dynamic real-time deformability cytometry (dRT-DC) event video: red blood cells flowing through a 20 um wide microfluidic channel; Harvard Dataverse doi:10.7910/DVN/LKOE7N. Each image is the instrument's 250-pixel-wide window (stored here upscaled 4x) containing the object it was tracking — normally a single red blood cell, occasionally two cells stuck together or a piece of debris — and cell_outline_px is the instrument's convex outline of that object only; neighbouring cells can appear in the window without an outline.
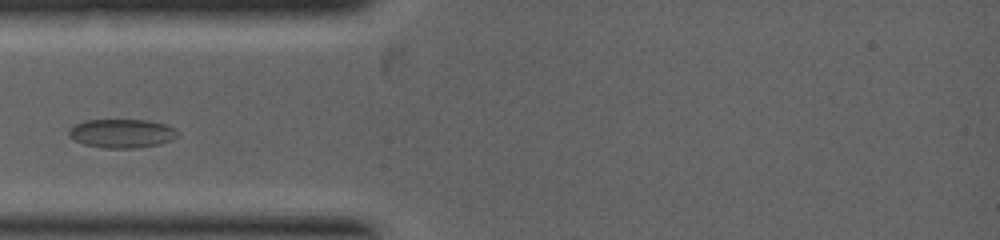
{"species": "common noctule bat (a hibernating species)", "species_latin": "Nyctalus noctula", "temperature_condition": "warm", "stored_images_in_passage": 19, "camera_frame_rate_fps": 5000, "um_per_image_px": 0.085, "animal": {"sex": "female", "body_mass_g": 19.0, "forearm_length_mm": 53.3}, "frame": {"image": 1, "passage_image": 3, "time_ms": 0.8, "image_size_px": [1000, 240], "cell_outline_px": [[180, 136], [172, 140], [160, 144], [136, 148], [104, 148], [84, 144], [68, 136], [68, 132], [76, 124], [84, 120], [148, 120], [164, 124], [176, 128], [180, 132]], "centroid_in_image_um": [10.42, 11.34], "position_along_channel_um": 74.6, "area_um2": 18.38}}
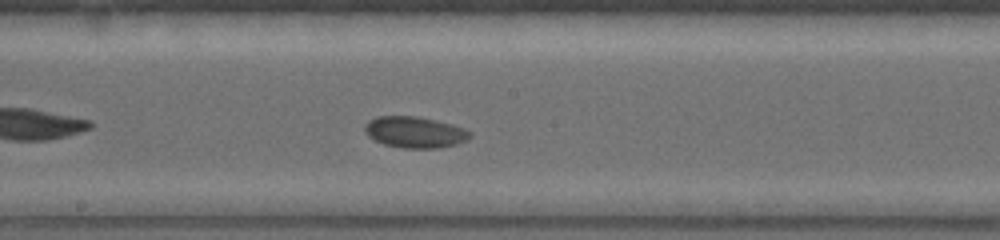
{"frame": {"image": 2, "passage_image": 9, "time_ms": 2.8, "image_size_px": [1000, 240], "cell_outline_px": [[472, 136], [468, 140], [456, 144], [436, 148], [404, 148], [384, 144], [368, 136], [364, 128], [364, 124], [368, 120], [376, 116], [416, 116], [452, 124], [464, 128], [472, 132]], "centroid_in_image_um": [35.27, 11.23], "position_along_channel_um": 212.9, "area_um2": 19.19}}
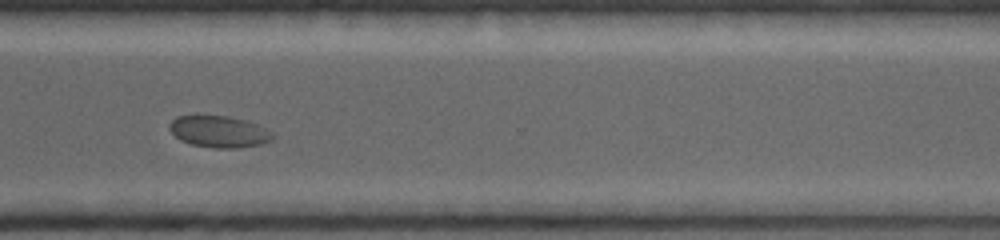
{"frame": {"image": 3, "passage_image": 15, "time_ms": 4.8, "image_size_px": [1000, 240], "cell_outline_px": [[272, 140], [260, 144], [236, 148], [212, 148], [192, 144], [180, 140], [168, 128], [168, 124], [176, 116], [196, 112], [228, 116], [248, 120], [272, 132]], "centroid_in_image_um": [18.54, 11.13], "position_along_channel_um": 352.1, "area_um2": 19.65}}